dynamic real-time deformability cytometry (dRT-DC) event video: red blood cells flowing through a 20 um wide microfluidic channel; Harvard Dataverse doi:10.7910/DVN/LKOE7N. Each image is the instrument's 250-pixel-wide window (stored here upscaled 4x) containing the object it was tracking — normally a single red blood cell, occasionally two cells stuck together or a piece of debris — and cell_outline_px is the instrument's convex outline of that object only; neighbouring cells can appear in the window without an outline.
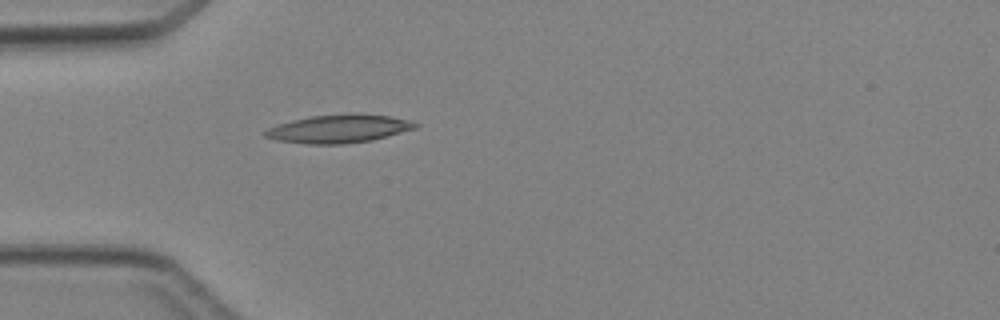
{"species": "Egyptian fruit bat (a non-hibernating species)", "species_latin": "Rousettus aegyptiacus", "temperature_condition": "cold", "stored_images_in_passage": 6, "camera_frame_rate_fps": 3000, "um_per_image_px": 0.085, "animal": {"sex": "female"}, "frame": {"image": 1, "passage_image": 6, "time_ms": 6.667, "image_size_px": [1000, 320], "cell_outline_px": [[420, 124], [416, 128], [372, 140], [344, 144], [308, 144], [276, 140], [264, 136], [264, 132], [268, 128], [292, 120], [312, 116], [348, 112], [360, 112], [388, 116], [408, 120]], "centroid_in_image_um": [28.81, 10.93], "position_along_channel_um": 56.2, "area_um2": 24.85}}